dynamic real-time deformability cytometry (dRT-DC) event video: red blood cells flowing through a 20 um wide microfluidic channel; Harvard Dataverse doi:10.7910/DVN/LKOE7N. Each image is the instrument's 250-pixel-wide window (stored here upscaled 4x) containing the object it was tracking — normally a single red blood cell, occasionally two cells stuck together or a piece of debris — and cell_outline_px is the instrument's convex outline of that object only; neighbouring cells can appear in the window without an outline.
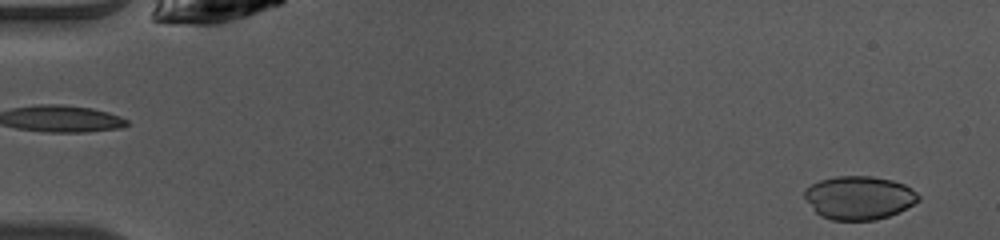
{"species": "common noctule bat (a hibernating species)", "species_latin": "Nyctalus noctula", "temperature_condition": "warm", "stored_images_in_passage": 48, "camera_frame_rate_fps": 3000, "um_per_image_px": 0.085, "animal": {"sex": "female", "body_mass_g": 10.0, "forearm_length_mm": 53.1}, "frame": {"image": 1, "passage_image": 2, "time_ms": 0.333, "image_size_px": [1000, 240], "cell_outline_px": [[920, 200], [888, 216], [876, 220], [832, 220], [820, 216], [816, 212], [804, 196], [804, 192], [812, 184], [820, 180], [836, 176], [872, 176], [892, 180], [904, 184], [916, 192], [920, 196]], "centroid_in_image_um": [73.01, 16.8], "position_along_channel_um": 12.0, "area_um2": 28.55}}
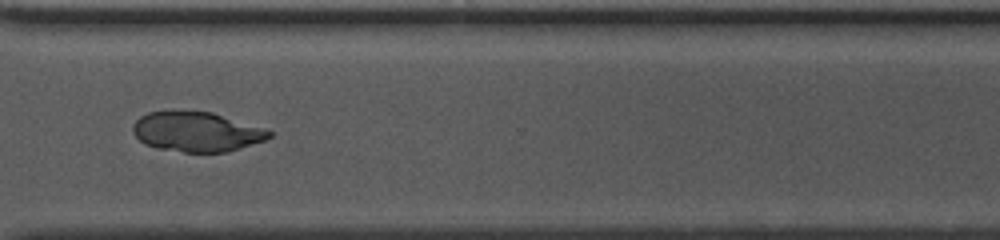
{"frame": {"image": 2, "passage_image": 36, "time_ms": 11.667, "image_size_px": [1000, 240], "cell_outline_px": [[272, 136], [264, 140], [228, 152], [184, 152], [156, 148], [144, 144], [132, 132], [132, 128], [136, 120], [140, 116], [148, 112], [172, 108], [212, 112], [272, 132]], "centroid_in_image_um": [16.61, 11.17], "position_along_channel_um": 354.0, "area_um2": 31.91}}
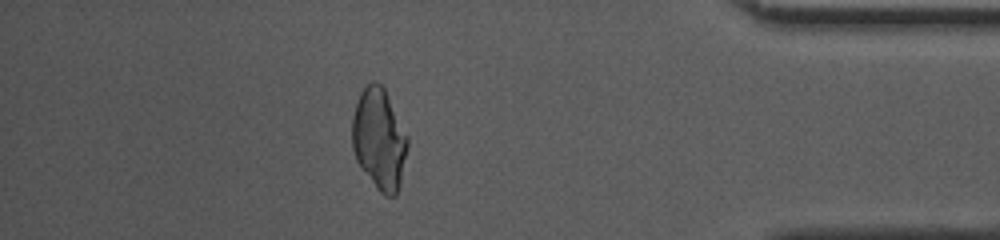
{"frame": {"image": 3, "passage_image": 42, "time_ms": 13.667, "image_size_px": [1000, 240], "cell_outline_px": [[408, 144], [400, 184], [396, 196], [384, 196], [376, 188], [356, 160], [352, 148], [352, 116], [360, 92], [372, 80], [376, 80], [384, 88], [408, 136]], "centroid_in_image_um": [32.22, 11.82], "position_along_channel_um": 403.0, "area_um2": 32.6}}